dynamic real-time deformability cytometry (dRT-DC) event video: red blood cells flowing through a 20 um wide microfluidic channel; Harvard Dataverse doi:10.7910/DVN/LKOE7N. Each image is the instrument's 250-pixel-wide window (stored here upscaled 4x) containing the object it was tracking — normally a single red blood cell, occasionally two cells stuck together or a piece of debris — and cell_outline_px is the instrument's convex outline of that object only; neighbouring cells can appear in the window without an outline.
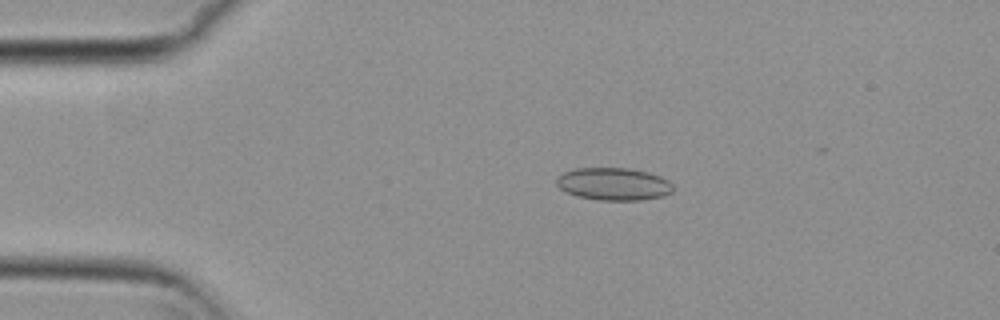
{"species": "common noctule bat (a hibernating species)", "species_latin": "Nyctalus noctula", "temperature_condition": "cold", "stored_images_in_passage": 55, "camera_frame_rate_fps": 3000, "um_per_image_px": 0.085, "animal": {"sex": "female", "body_mass_g": 29.2, "forearm_length_mm": 56.3}, "frame": {"image": 1, "passage_image": 11, "time_ms": 3.333, "image_size_px": [1000, 320], "cell_outline_px": [[672, 192], [664, 196], [640, 200], [596, 200], [580, 196], [568, 192], [560, 188], [556, 184], [556, 176], [564, 172], [576, 168], [628, 168], [648, 172], [660, 176], [668, 180], [672, 184]], "centroid_in_image_um": [52.16, 15.63], "position_along_channel_um": 32.8, "area_um2": 22.08}}
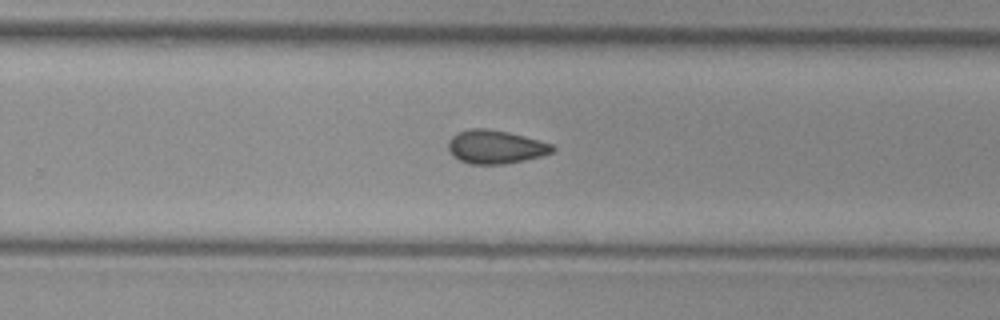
{"frame": {"image": 2, "passage_image": 35, "time_ms": 11.333, "image_size_px": [1000, 320], "cell_outline_px": [[556, 148], [552, 152], [540, 156], [524, 160], [504, 164], [468, 164], [452, 156], [448, 152], [448, 140], [452, 136], [460, 132], [472, 128], [488, 128], [508, 132], [524, 136], [552, 144]], "centroid_in_image_um": [42.08, 12.49], "position_along_channel_um": 287.7, "area_um2": 20.35}}
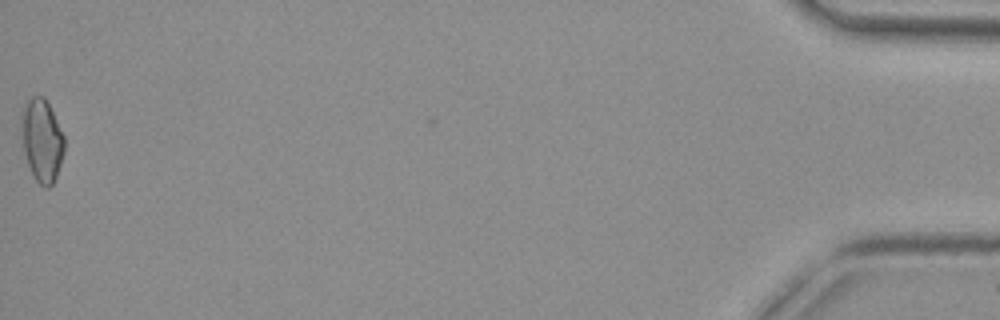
{"frame": {"image": 3, "passage_image": 55, "time_ms": 18.0, "image_size_px": [1000, 320], "cell_outline_px": [[64, 152], [56, 176], [52, 184], [48, 188], [44, 188], [32, 176], [24, 152], [24, 112], [28, 100], [32, 96], [44, 96], [64, 136]], "centroid_in_image_um": [3.61, 12.0], "position_along_channel_um": 431.6, "area_um2": 19.77}, "authors_computed_cell_mechanics": {"area_um2": 20.23, "velocity_mm_per_s": 3.7449, "shape_relaxation_time_tau1_ms": null, "shape_relaxation_time_tau2_ms": 3.6979, "deformation_change_tau1": null, "deformation_change_tau2": 0.0905}}